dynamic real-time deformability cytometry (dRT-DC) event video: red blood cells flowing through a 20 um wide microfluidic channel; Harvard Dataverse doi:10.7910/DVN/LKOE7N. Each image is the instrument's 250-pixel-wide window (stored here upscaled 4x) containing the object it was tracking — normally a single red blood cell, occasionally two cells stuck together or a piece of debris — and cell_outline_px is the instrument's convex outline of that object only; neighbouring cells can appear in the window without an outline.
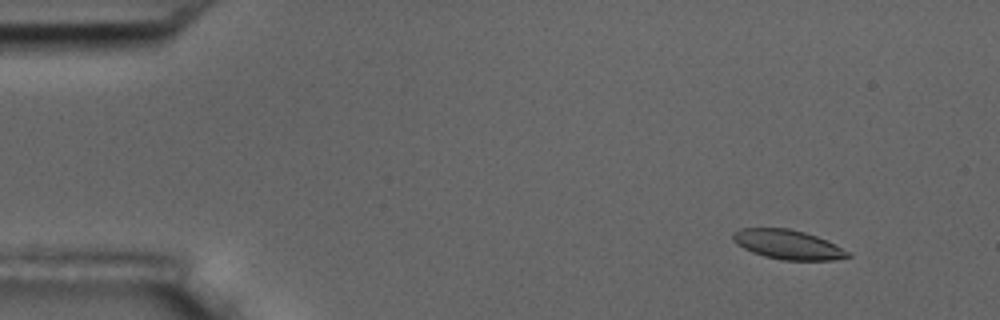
{"species": "common noctule bat (a hibernating species)", "species_latin": "Nyctalus noctula", "temperature_condition": "room temperature", "stored_images_in_passage": 5, "camera_frame_rate_fps": 3000, "um_per_image_px": 0.085, "animal": {"sex": "male", "body_mass_g": 17.5, "forearm_length_mm": 52.3}, "frame": {"image": 1, "passage_image": 2, "time_ms": 1.0, "image_size_px": [1000, 320], "cell_outline_px": [[852, 256], [832, 260], [784, 260], [764, 256], [752, 252], [736, 244], [732, 240], [732, 232], [740, 228], [788, 228], [804, 232], [816, 236], [836, 244], [852, 252]], "centroid_in_image_um": [66.98, 20.78], "position_along_channel_um": 18.0, "area_um2": 19.83}}
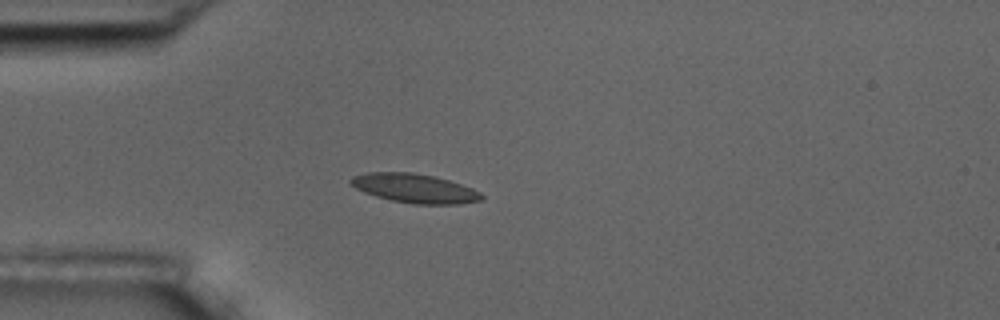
{"frame": {"image": 2, "passage_image": 5, "time_ms": 4.333, "image_size_px": [1000, 320], "cell_outline_px": [[484, 196], [480, 200], [460, 204], [412, 204], [392, 200], [376, 196], [364, 192], [348, 184], [348, 180], [352, 176], [368, 172], [412, 172], [436, 176], [472, 188], [480, 192]], "centroid_in_image_um": [35.21, 16.0], "position_along_channel_um": 49.8, "area_um2": 22.25}}